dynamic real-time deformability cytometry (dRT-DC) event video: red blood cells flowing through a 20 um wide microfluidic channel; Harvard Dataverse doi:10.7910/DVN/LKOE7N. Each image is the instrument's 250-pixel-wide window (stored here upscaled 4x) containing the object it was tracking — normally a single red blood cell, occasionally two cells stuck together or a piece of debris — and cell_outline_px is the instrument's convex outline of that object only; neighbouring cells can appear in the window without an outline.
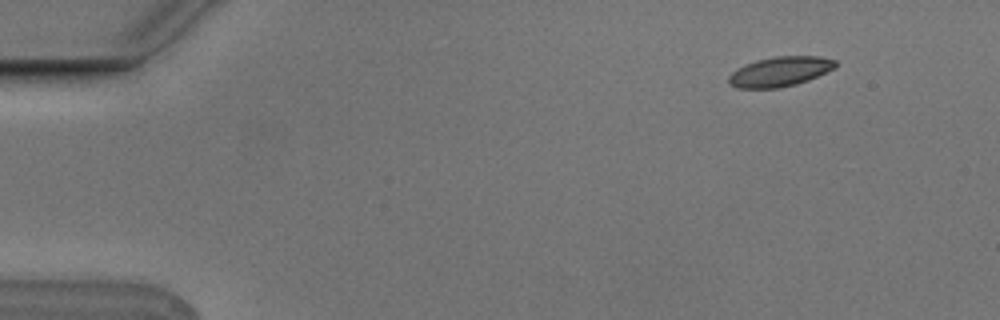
{"species": "Egyptian fruit bat (a non-hibernating species)", "species_latin": "Rousettus aegyptiacus", "temperature_condition": "cold", "stored_images_in_passage": 5, "camera_frame_rate_fps": 3000, "um_per_image_px": 0.085, "animal": {"sex": "male"}, "frame": {"image": 1, "passage_image": 1, "time_ms": 0.0, "image_size_px": [1000, 320], "cell_outline_px": [[836, 68], [808, 80], [796, 84], [776, 88], [736, 88], [728, 84], [728, 76], [732, 72], [744, 64], [756, 60], [776, 56], [820, 56], [836, 60]], "centroid_in_image_um": [66.28, 6.08], "position_along_channel_um": 18.7, "area_um2": 18.61}}